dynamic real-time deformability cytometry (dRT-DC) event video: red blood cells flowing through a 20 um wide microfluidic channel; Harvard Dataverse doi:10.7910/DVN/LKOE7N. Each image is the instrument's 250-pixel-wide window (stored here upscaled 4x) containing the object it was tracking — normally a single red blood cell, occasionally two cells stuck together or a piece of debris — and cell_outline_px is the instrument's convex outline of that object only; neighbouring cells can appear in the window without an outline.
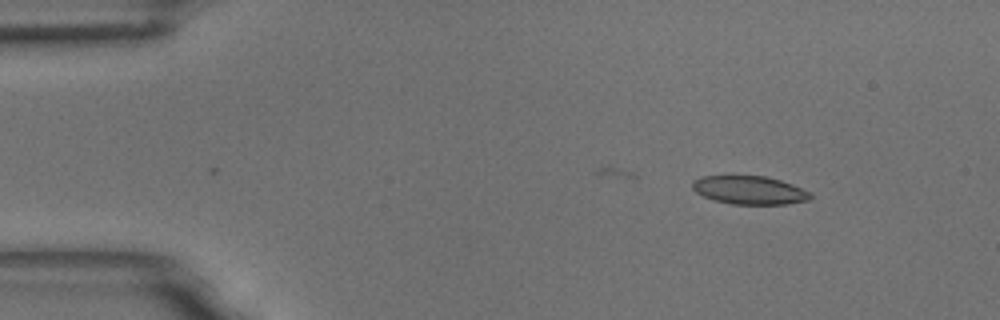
{"species": "common noctule bat (a hibernating species)", "species_latin": "Nyctalus noctula", "temperature_condition": "room temperature", "stored_images_in_passage": 51, "camera_frame_rate_fps": 3000, "um_per_image_px": 0.085, "animal": {"sex": "male", "body_mass_g": 18.8}, "frame": {"image": 1, "passage_image": 1, "time_ms": 0.0, "image_size_px": [1000, 320], "cell_outline_px": [[812, 196], [808, 200], [784, 204], [732, 204], [712, 200], [696, 192], [692, 188], [692, 180], [700, 176], [768, 176], [792, 184], [812, 192]], "centroid_in_image_um": [63.69, 16.15], "position_along_channel_um": 21.3, "area_um2": 19.59}}
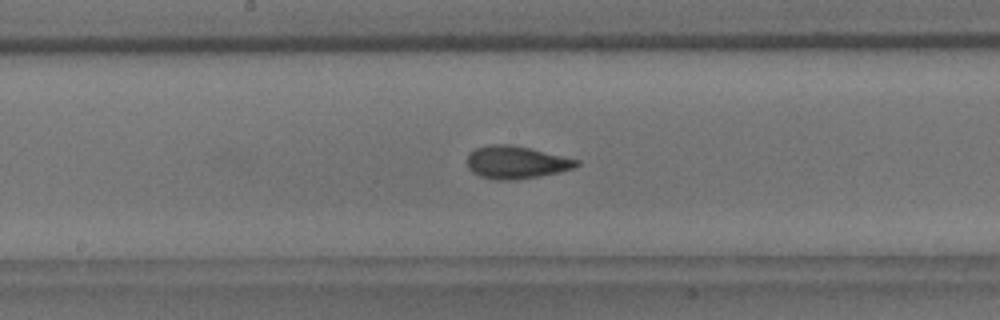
{"frame": {"image": 2, "passage_image": 23, "time_ms": 7.333, "image_size_px": [1000, 320], "cell_outline_px": [[580, 164], [576, 168], [560, 172], [540, 176], [516, 180], [496, 180], [480, 176], [472, 172], [468, 168], [468, 156], [476, 148], [492, 144], [508, 144], [532, 148], [580, 160]], "centroid_in_image_um": [43.93, 13.8], "position_along_channel_um": 204.3, "area_um2": 20.98}}
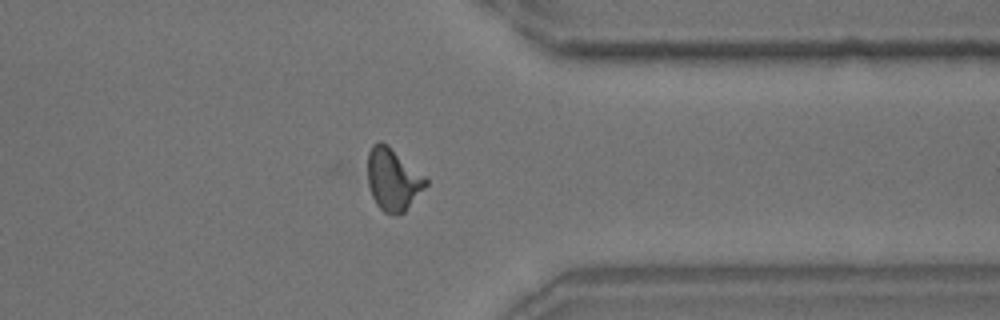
{"frame": {"image": 3, "passage_image": 38, "time_ms": 12.333, "image_size_px": [1000, 320], "cell_outline_px": [[428, 184], [404, 212], [384, 212], [376, 204], [372, 196], [368, 184], [368, 152], [372, 144], [380, 140], [388, 144], [424, 176], [428, 180]], "centroid_in_image_um": [33.38, 15.2], "position_along_channel_um": 378.0, "area_um2": 20.81}, "authors_computed_cell_mechanics": {"area_um2": 20.1722, "velocity_mm_per_s": 3.6019, "shape_relaxation_time_tau1_ms": 4.2451, "shape_relaxation_time_tau2_ms": 1.3034, "deformation_change_tau1": 0.1337, "deformation_change_tau2": 0.0604}}